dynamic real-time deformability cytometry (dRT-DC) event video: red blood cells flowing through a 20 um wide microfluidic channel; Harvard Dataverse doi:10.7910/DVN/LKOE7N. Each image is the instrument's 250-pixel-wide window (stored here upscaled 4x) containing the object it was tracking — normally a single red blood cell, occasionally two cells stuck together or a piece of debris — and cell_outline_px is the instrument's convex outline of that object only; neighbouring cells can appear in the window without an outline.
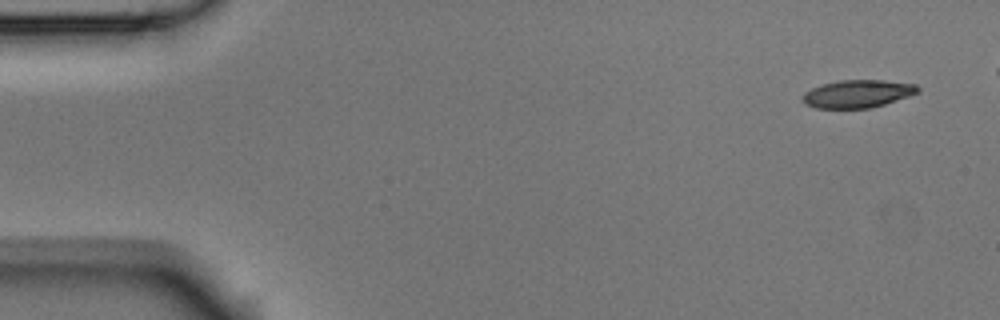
{"species": "Egyptian fruit bat (a non-hibernating species)", "species_latin": "Rousettus aegyptiacus", "temperature_condition": "room temperature", "stored_images_in_passage": 5, "camera_frame_rate_fps": 3000, "um_per_image_px": 0.085, "animal": {"sex": "male"}, "frame": {"image": 1, "passage_image": 1, "time_ms": 0.0, "image_size_px": [1000, 320], "cell_outline_px": [[920, 92], [872, 108], [816, 108], [804, 104], [804, 92], [812, 88], [824, 84], [840, 80], [884, 80], [916, 84], [920, 88]], "centroid_in_image_um": [72.93, 7.97], "position_along_channel_um": 12.1, "area_um2": 18.55}}